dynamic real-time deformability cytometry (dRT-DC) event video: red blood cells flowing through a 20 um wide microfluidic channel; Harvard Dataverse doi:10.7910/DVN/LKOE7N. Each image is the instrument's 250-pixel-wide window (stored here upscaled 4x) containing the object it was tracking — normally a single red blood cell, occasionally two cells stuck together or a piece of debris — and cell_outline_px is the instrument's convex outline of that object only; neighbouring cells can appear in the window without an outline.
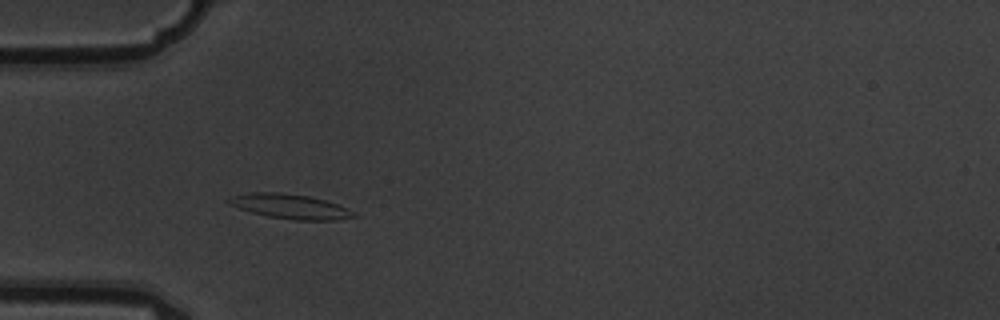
{"species": "common noctule bat (a hibernating species)", "species_latin": "Nyctalus noctula", "temperature_condition": "warm", "stored_images_in_passage": 4, "camera_frame_rate_fps": 3000, "um_per_image_px": 0.085, "animal": {"sex": "male", "body_mass_g": 19.5, "forearm_length_mm": 54.6}, "frame": {"image": 1, "passage_image": 3, "time_ms": 0.667, "image_size_px": [1000, 320], "cell_outline_px": [[360, 216], [332, 220], [296, 220], [268, 216], [252, 212], [228, 204], [224, 200], [232, 196], [248, 192], [280, 192], [308, 196], [324, 200], [348, 208]], "centroid_in_image_um": [24.64, 17.54], "position_along_channel_um": 60.4, "area_um2": 17.92}}